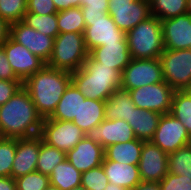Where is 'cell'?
Returning <instances> with one entry per match:
<instances>
[{"instance_id": "cell-43", "label": "cell", "mask_w": 191, "mask_h": 190, "mask_svg": "<svg viewBox=\"0 0 191 190\" xmlns=\"http://www.w3.org/2000/svg\"><path fill=\"white\" fill-rule=\"evenodd\" d=\"M53 3L58 12L73 7H80V0H53Z\"/></svg>"}, {"instance_id": "cell-29", "label": "cell", "mask_w": 191, "mask_h": 190, "mask_svg": "<svg viewBox=\"0 0 191 190\" xmlns=\"http://www.w3.org/2000/svg\"><path fill=\"white\" fill-rule=\"evenodd\" d=\"M170 114L177 118L191 136V94L185 91H174Z\"/></svg>"}, {"instance_id": "cell-4", "label": "cell", "mask_w": 191, "mask_h": 190, "mask_svg": "<svg viewBox=\"0 0 191 190\" xmlns=\"http://www.w3.org/2000/svg\"><path fill=\"white\" fill-rule=\"evenodd\" d=\"M126 39L132 59L159 58L165 50L161 20L153 15L128 31Z\"/></svg>"}, {"instance_id": "cell-8", "label": "cell", "mask_w": 191, "mask_h": 190, "mask_svg": "<svg viewBox=\"0 0 191 190\" xmlns=\"http://www.w3.org/2000/svg\"><path fill=\"white\" fill-rule=\"evenodd\" d=\"M40 136L48 145L67 153L85 137V134L73 121L44 118Z\"/></svg>"}, {"instance_id": "cell-52", "label": "cell", "mask_w": 191, "mask_h": 190, "mask_svg": "<svg viewBox=\"0 0 191 190\" xmlns=\"http://www.w3.org/2000/svg\"><path fill=\"white\" fill-rule=\"evenodd\" d=\"M187 91L191 94V86L187 89Z\"/></svg>"}, {"instance_id": "cell-40", "label": "cell", "mask_w": 191, "mask_h": 190, "mask_svg": "<svg viewBox=\"0 0 191 190\" xmlns=\"http://www.w3.org/2000/svg\"><path fill=\"white\" fill-rule=\"evenodd\" d=\"M27 12L39 15L58 13L53 0H27Z\"/></svg>"}, {"instance_id": "cell-39", "label": "cell", "mask_w": 191, "mask_h": 190, "mask_svg": "<svg viewBox=\"0 0 191 190\" xmlns=\"http://www.w3.org/2000/svg\"><path fill=\"white\" fill-rule=\"evenodd\" d=\"M159 184L161 190H191V178L169 172Z\"/></svg>"}, {"instance_id": "cell-28", "label": "cell", "mask_w": 191, "mask_h": 190, "mask_svg": "<svg viewBox=\"0 0 191 190\" xmlns=\"http://www.w3.org/2000/svg\"><path fill=\"white\" fill-rule=\"evenodd\" d=\"M66 160V153L45 143L41 137V147L36 164V171L50 175L55 166Z\"/></svg>"}, {"instance_id": "cell-30", "label": "cell", "mask_w": 191, "mask_h": 190, "mask_svg": "<svg viewBox=\"0 0 191 190\" xmlns=\"http://www.w3.org/2000/svg\"><path fill=\"white\" fill-rule=\"evenodd\" d=\"M151 15L160 20L188 13L187 0H149Z\"/></svg>"}, {"instance_id": "cell-27", "label": "cell", "mask_w": 191, "mask_h": 190, "mask_svg": "<svg viewBox=\"0 0 191 190\" xmlns=\"http://www.w3.org/2000/svg\"><path fill=\"white\" fill-rule=\"evenodd\" d=\"M81 172L77 170L67 159L55 166L49 175L50 184L60 190H71L81 187Z\"/></svg>"}, {"instance_id": "cell-2", "label": "cell", "mask_w": 191, "mask_h": 190, "mask_svg": "<svg viewBox=\"0 0 191 190\" xmlns=\"http://www.w3.org/2000/svg\"><path fill=\"white\" fill-rule=\"evenodd\" d=\"M71 83V72L45 65L27 78L22 87L29 93L38 113L44 119L53 114Z\"/></svg>"}, {"instance_id": "cell-34", "label": "cell", "mask_w": 191, "mask_h": 190, "mask_svg": "<svg viewBox=\"0 0 191 190\" xmlns=\"http://www.w3.org/2000/svg\"><path fill=\"white\" fill-rule=\"evenodd\" d=\"M17 138L0 137V177L11 176Z\"/></svg>"}, {"instance_id": "cell-45", "label": "cell", "mask_w": 191, "mask_h": 190, "mask_svg": "<svg viewBox=\"0 0 191 190\" xmlns=\"http://www.w3.org/2000/svg\"><path fill=\"white\" fill-rule=\"evenodd\" d=\"M10 33V25L0 17V46L7 40Z\"/></svg>"}, {"instance_id": "cell-1", "label": "cell", "mask_w": 191, "mask_h": 190, "mask_svg": "<svg viewBox=\"0 0 191 190\" xmlns=\"http://www.w3.org/2000/svg\"><path fill=\"white\" fill-rule=\"evenodd\" d=\"M42 122V116L23 87L0 106V137L29 138L40 135Z\"/></svg>"}, {"instance_id": "cell-33", "label": "cell", "mask_w": 191, "mask_h": 190, "mask_svg": "<svg viewBox=\"0 0 191 190\" xmlns=\"http://www.w3.org/2000/svg\"><path fill=\"white\" fill-rule=\"evenodd\" d=\"M168 172L191 178V148L189 145L168 154Z\"/></svg>"}, {"instance_id": "cell-11", "label": "cell", "mask_w": 191, "mask_h": 190, "mask_svg": "<svg viewBox=\"0 0 191 190\" xmlns=\"http://www.w3.org/2000/svg\"><path fill=\"white\" fill-rule=\"evenodd\" d=\"M190 135L184 125L170 113L160 117L158 127L151 140L162 151L169 154L189 143Z\"/></svg>"}, {"instance_id": "cell-15", "label": "cell", "mask_w": 191, "mask_h": 190, "mask_svg": "<svg viewBox=\"0 0 191 190\" xmlns=\"http://www.w3.org/2000/svg\"><path fill=\"white\" fill-rule=\"evenodd\" d=\"M138 167L143 182H160L168 174V154L152 141H143Z\"/></svg>"}, {"instance_id": "cell-48", "label": "cell", "mask_w": 191, "mask_h": 190, "mask_svg": "<svg viewBox=\"0 0 191 190\" xmlns=\"http://www.w3.org/2000/svg\"><path fill=\"white\" fill-rule=\"evenodd\" d=\"M44 190H60V189L56 186L49 184V186L47 188H45Z\"/></svg>"}, {"instance_id": "cell-37", "label": "cell", "mask_w": 191, "mask_h": 190, "mask_svg": "<svg viewBox=\"0 0 191 190\" xmlns=\"http://www.w3.org/2000/svg\"><path fill=\"white\" fill-rule=\"evenodd\" d=\"M17 190H44L50 184L49 176L38 171L15 179Z\"/></svg>"}, {"instance_id": "cell-9", "label": "cell", "mask_w": 191, "mask_h": 190, "mask_svg": "<svg viewBox=\"0 0 191 190\" xmlns=\"http://www.w3.org/2000/svg\"><path fill=\"white\" fill-rule=\"evenodd\" d=\"M174 89L165 81L129 90L133 103L142 110L170 113Z\"/></svg>"}, {"instance_id": "cell-26", "label": "cell", "mask_w": 191, "mask_h": 190, "mask_svg": "<svg viewBox=\"0 0 191 190\" xmlns=\"http://www.w3.org/2000/svg\"><path fill=\"white\" fill-rule=\"evenodd\" d=\"M81 99H85V97L73 85V83H71L62 95L55 111L48 118L54 120L73 121L75 116H78L79 114Z\"/></svg>"}, {"instance_id": "cell-22", "label": "cell", "mask_w": 191, "mask_h": 190, "mask_svg": "<svg viewBox=\"0 0 191 190\" xmlns=\"http://www.w3.org/2000/svg\"><path fill=\"white\" fill-rule=\"evenodd\" d=\"M105 119V101L81 99L78 116L73 120L84 134Z\"/></svg>"}, {"instance_id": "cell-38", "label": "cell", "mask_w": 191, "mask_h": 190, "mask_svg": "<svg viewBox=\"0 0 191 190\" xmlns=\"http://www.w3.org/2000/svg\"><path fill=\"white\" fill-rule=\"evenodd\" d=\"M109 0H80L84 20H96L108 14Z\"/></svg>"}, {"instance_id": "cell-20", "label": "cell", "mask_w": 191, "mask_h": 190, "mask_svg": "<svg viewBox=\"0 0 191 190\" xmlns=\"http://www.w3.org/2000/svg\"><path fill=\"white\" fill-rule=\"evenodd\" d=\"M89 55L102 66L119 70L121 73L132 59L128 43H105L92 49Z\"/></svg>"}, {"instance_id": "cell-25", "label": "cell", "mask_w": 191, "mask_h": 190, "mask_svg": "<svg viewBox=\"0 0 191 190\" xmlns=\"http://www.w3.org/2000/svg\"><path fill=\"white\" fill-rule=\"evenodd\" d=\"M143 141L134 139L125 143H116L104 149V160L116 161L130 165H138L141 157Z\"/></svg>"}, {"instance_id": "cell-18", "label": "cell", "mask_w": 191, "mask_h": 190, "mask_svg": "<svg viewBox=\"0 0 191 190\" xmlns=\"http://www.w3.org/2000/svg\"><path fill=\"white\" fill-rule=\"evenodd\" d=\"M40 147V135L29 138H17V149L11 170V176L14 179L36 171Z\"/></svg>"}, {"instance_id": "cell-36", "label": "cell", "mask_w": 191, "mask_h": 190, "mask_svg": "<svg viewBox=\"0 0 191 190\" xmlns=\"http://www.w3.org/2000/svg\"><path fill=\"white\" fill-rule=\"evenodd\" d=\"M108 184L102 165L81 174V187L86 190H105Z\"/></svg>"}, {"instance_id": "cell-23", "label": "cell", "mask_w": 191, "mask_h": 190, "mask_svg": "<svg viewBox=\"0 0 191 190\" xmlns=\"http://www.w3.org/2000/svg\"><path fill=\"white\" fill-rule=\"evenodd\" d=\"M136 105L133 103L128 90L119 88L105 101V119H121L130 122V115L135 111Z\"/></svg>"}, {"instance_id": "cell-41", "label": "cell", "mask_w": 191, "mask_h": 190, "mask_svg": "<svg viewBox=\"0 0 191 190\" xmlns=\"http://www.w3.org/2000/svg\"><path fill=\"white\" fill-rule=\"evenodd\" d=\"M21 87V81L0 80V106L10 100Z\"/></svg>"}, {"instance_id": "cell-13", "label": "cell", "mask_w": 191, "mask_h": 190, "mask_svg": "<svg viewBox=\"0 0 191 190\" xmlns=\"http://www.w3.org/2000/svg\"><path fill=\"white\" fill-rule=\"evenodd\" d=\"M1 46L6 52L13 72L22 83L46 65L43 60L10 36Z\"/></svg>"}, {"instance_id": "cell-32", "label": "cell", "mask_w": 191, "mask_h": 190, "mask_svg": "<svg viewBox=\"0 0 191 190\" xmlns=\"http://www.w3.org/2000/svg\"><path fill=\"white\" fill-rule=\"evenodd\" d=\"M22 22L28 27H31L38 32L53 38H55L59 34L57 13L39 15L32 12H26L22 19Z\"/></svg>"}, {"instance_id": "cell-42", "label": "cell", "mask_w": 191, "mask_h": 190, "mask_svg": "<svg viewBox=\"0 0 191 190\" xmlns=\"http://www.w3.org/2000/svg\"><path fill=\"white\" fill-rule=\"evenodd\" d=\"M0 80L20 81L13 72L2 46H0Z\"/></svg>"}, {"instance_id": "cell-44", "label": "cell", "mask_w": 191, "mask_h": 190, "mask_svg": "<svg viewBox=\"0 0 191 190\" xmlns=\"http://www.w3.org/2000/svg\"><path fill=\"white\" fill-rule=\"evenodd\" d=\"M0 190H17L15 179L12 176L0 177Z\"/></svg>"}, {"instance_id": "cell-12", "label": "cell", "mask_w": 191, "mask_h": 190, "mask_svg": "<svg viewBox=\"0 0 191 190\" xmlns=\"http://www.w3.org/2000/svg\"><path fill=\"white\" fill-rule=\"evenodd\" d=\"M84 21L86 27L83 35L88 52L105 43H127L126 33L117 27L109 14L101 19Z\"/></svg>"}, {"instance_id": "cell-49", "label": "cell", "mask_w": 191, "mask_h": 190, "mask_svg": "<svg viewBox=\"0 0 191 190\" xmlns=\"http://www.w3.org/2000/svg\"><path fill=\"white\" fill-rule=\"evenodd\" d=\"M188 13L191 14V0H187Z\"/></svg>"}, {"instance_id": "cell-19", "label": "cell", "mask_w": 191, "mask_h": 190, "mask_svg": "<svg viewBox=\"0 0 191 190\" xmlns=\"http://www.w3.org/2000/svg\"><path fill=\"white\" fill-rule=\"evenodd\" d=\"M104 157V148L86 136L66 153V159L81 173L102 165Z\"/></svg>"}, {"instance_id": "cell-5", "label": "cell", "mask_w": 191, "mask_h": 190, "mask_svg": "<svg viewBox=\"0 0 191 190\" xmlns=\"http://www.w3.org/2000/svg\"><path fill=\"white\" fill-rule=\"evenodd\" d=\"M88 55L82 33H59L54 39L52 55L46 65L72 73L82 67Z\"/></svg>"}, {"instance_id": "cell-10", "label": "cell", "mask_w": 191, "mask_h": 190, "mask_svg": "<svg viewBox=\"0 0 191 190\" xmlns=\"http://www.w3.org/2000/svg\"><path fill=\"white\" fill-rule=\"evenodd\" d=\"M108 3V14L125 33L151 16L149 0H109Z\"/></svg>"}, {"instance_id": "cell-31", "label": "cell", "mask_w": 191, "mask_h": 190, "mask_svg": "<svg viewBox=\"0 0 191 190\" xmlns=\"http://www.w3.org/2000/svg\"><path fill=\"white\" fill-rule=\"evenodd\" d=\"M59 33L77 32L84 33L85 21L81 7H73L57 13Z\"/></svg>"}, {"instance_id": "cell-21", "label": "cell", "mask_w": 191, "mask_h": 190, "mask_svg": "<svg viewBox=\"0 0 191 190\" xmlns=\"http://www.w3.org/2000/svg\"><path fill=\"white\" fill-rule=\"evenodd\" d=\"M102 167L109 183L132 190L142 180L138 165L103 160Z\"/></svg>"}, {"instance_id": "cell-46", "label": "cell", "mask_w": 191, "mask_h": 190, "mask_svg": "<svg viewBox=\"0 0 191 190\" xmlns=\"http://www.w3.org/2000/svg\"><path fill=\"white\" fill-rule=\"evenodd\" d=\"M132 190H161L159 182H143L141 181Z\"/></svg>"}, {"instance_id": "cell-17", "label": "cell", "mask_w": 191, "mask_h": 190, "mask_svg": "<svg viewBox=\"0 0 191 190\" xmlns=\"http://www.w3.org/2000/svg\"><path fill=\"white\" fill-rule=\"evenodd\" d=\"M164 49H191V14L161 20Z\"/></svg>"}, {"instance_id": "cell-14", "label": "cell", "mask_w": 191, "mask_h": 190, "mask_svg": "<svg viewBox=\"0 0 191 190\" xmlns=\"http://www.w3.org/2000/svg\"><path fill=\"white\" fill-rule=\"evenodd\" d=\"M9 36L30 50L32 54L48 63L54 46L53 37L28 27L22 21L10 25Z\"/></svg>"}, {"instance_id": "cell-16", "label": "cell", "mask_w": 191, "mask_h": 190, "mask_svg": "<svg viewBox=\"0 0 191 190\" xmlns=\"http://www.w3.org/2000/svg\"><path fill=\"white\" fill-rule=\"evenodd\" d=\"M85 136L100 144L104 149L112 144L125 143L136 139L132 127L121 119H104L100 124L90 129Z\"/></svg>"}, {"instance_id": "cell-6", "label": "cell", "mask_w": 191, "mask_h": 190, "mask_svg": "<svg viewBox=\"0 0 191 190\" xmlns=\"http://www.w3.org/2000/svg\"><path fill=\"white\" fill-rule=\"evenodd\" d=\"M164 81L175 91L191 86V49H165L159 57Z\"/></svg>"}, {"instance_id": "cell-7", "label": "cell", "mask_w": 191, "mask_h": 190, "mask_svg": "<svg viewBox=\"0 0 191 190\" xmlns=\"http://www.w3.org/2000/svg\"><path fill=\"white\" fill-rule=\"evenodd\" d=\"M121 76L120 88L128 91L164 81L159 58L131 59Z\"/></svg>"}, {"instance_id": "cell-47", "label": "cell", "mask_w": 191, "mask_h": 190, "mask_svg": "<svg viewBox=\"0 0 191 190\" xmlns=\"http://www.w3.org/2000/svg\"><path fill=\"white\" fill-rule=\"evenodd\" d=\"M105 190H128V189L109 183Z\"/></svg>"}, {"instance_id": "cell-24", "label": "cell", "mask_w": 191, "mask_h": 190, "mask_svg": "<svg viewBox=\"0 0 191 190\" xmlns=\"http://www.w3.org/2000/svg\"><path fill=\"white\" fill-rule=\"evenodd\" d=\"M161 116L162 114L157 112L136 107L130 115V122L128 123L133 129L136 139L151 141Z\"/></svg>"}, {"instance_id": "cell-50", "label": "cell", "mask_w": 191, "mask_h": 190, "mask_svg": "<svg viewBox=\"0 0 191 190\" xmlns=\"http://www.w3.org/2000/svg\"><path fill=\"white\" fill-rule=\"evenodd\" d=\"M71 190H86V189H84V188H82V187H77V188H73V189H71Z\"/></svg>"}, {"instance_id": "cell-35", "label": "cell", "mask_w": 191, "mask_h": 190, "mask_svg": "<svg viewBox=\"0 0 191 190\" xmlns=\"http://www.w3.org/2000/svg\"><path fill=\"white\" fill-rule=\"evenodd\" d=\"M27 12V0H0V17L9 25L22 21Z\"/></svg>"}, {"instance_id": "cell-3", "label": "cell", "mask_w": 191, "mask_h": 190, "mask_svg": "<svg viewBox=\"0 0 191 190\" xmlns=\"http://www.w3.org/2000/svg\"><path fill=\"white\" fill-rule=\"evenodd\" d=\"M122 73L102 66L90 55L80 69L71 73L73 85L87 99L106 101L121 86Z\"/></svg>"}, {"instance_id": "cell-51", "label": "cell", "mask_w": 191, "mask_h": 190, "mask_svg": "<svg viewBox=\"0 0 191 190\" xmlns=\"http://www.w3.org/2000/svg\"><path fill=\"white\" fill-rule=\"evenodd\" d=\"M188 145L190 146V148H191V136H190V139H189V143H188Z\"/></svg>"}]
</instances>
